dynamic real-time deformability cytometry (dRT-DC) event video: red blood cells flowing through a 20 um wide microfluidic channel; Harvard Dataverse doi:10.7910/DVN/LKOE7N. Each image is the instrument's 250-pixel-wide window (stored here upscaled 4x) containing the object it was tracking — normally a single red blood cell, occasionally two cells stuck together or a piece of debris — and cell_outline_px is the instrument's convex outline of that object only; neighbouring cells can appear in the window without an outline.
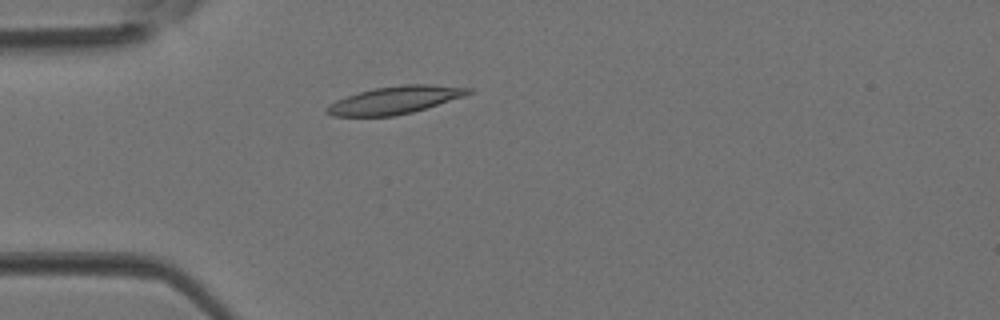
{"species": "Egyptian fruit bat (a non-hibernating species)", "species_latin": "Rousettus aegyptiacus", "temperature_condition": "room temperature", "stored_images_in_passage": 3, "camera_frame_rate_fps": 3000, "um_per_image_px": 0.085, "animal": {"sex": "female"}, "frame": {"image": 1, "passage_image": 3, "time_ms": 0.667, "image_size_px": [1000, 320], "cell_outline_px": [[472, 92], [464, 96], [412, 112], [392, 116], [332, 116], [324, 112], [324, 108], [328, 104], [336, 100], [360, 92], [376, 88], [404, 84], [428, 84], [472, 88]], "centroid_in_image_um": [33.53, 8.51], "position_along_channel_um": 51.5, "area_um2": 22.54}}